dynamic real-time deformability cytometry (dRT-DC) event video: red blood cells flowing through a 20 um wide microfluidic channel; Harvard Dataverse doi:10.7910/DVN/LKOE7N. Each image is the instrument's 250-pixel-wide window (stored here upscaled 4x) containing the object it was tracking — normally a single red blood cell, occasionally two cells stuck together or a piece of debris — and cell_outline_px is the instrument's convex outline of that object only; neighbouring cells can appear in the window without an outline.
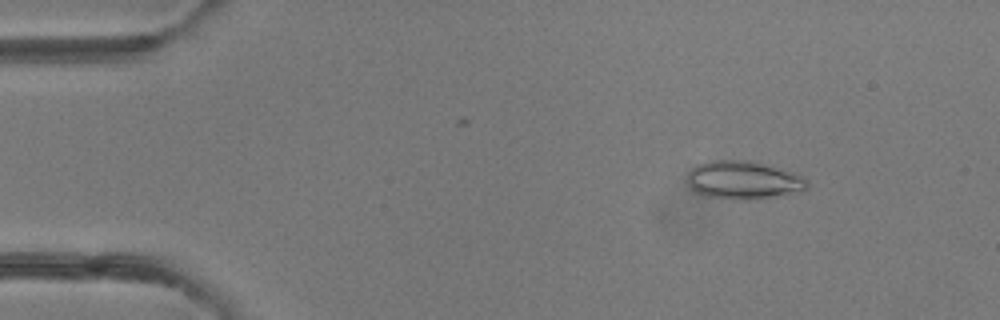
{"species": "common noctule bat (a hibernating species)", "species_latin": "Nyctalus noctula", "temperature_condition": "room temperature", "stored_images_in_passage": 48, "camera_frame_rate_fps": 3000, "um_per_image_px": 0.085, "animal": {"sex": "female"}, "frame": {"image": 1, "passage_image": 6, "time_ms": 1.667, "image_size_px": [1000, 320], "cell_outline_px": [[808, 188], [800, 192], [756, 200], [736, 200], [708, 196], [696, 192], [692, 188], [688, 180], [688, 172], [696, 164], [708, 160], [756, 160], [804, 176], [808, 180]], "centroid_in_image_um": [63.24, 15.3], "position_along_channel_um": 21.8, "area_um2": 27.22}}
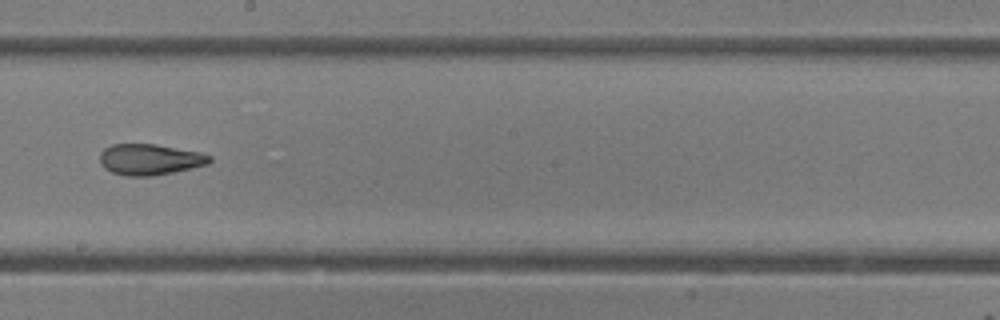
{"frame": {"image": 2, "passage_image": 27, "time_ms": 8.667, "image_size_px": [1000, 320], "cell_outline_px": [[212, 160], [208, 164], [192, 168], [152, 176], [124, 176], [112, 172], [104, 168], [100, 164], [100, 152], [104, 148], [112, 144], [156, 144], [200, 152], [212, 156]], "centroid_in_image_um": [12.72, 13.55], "position_along_channel_um": 235.5, "area_um2": 19.94}}
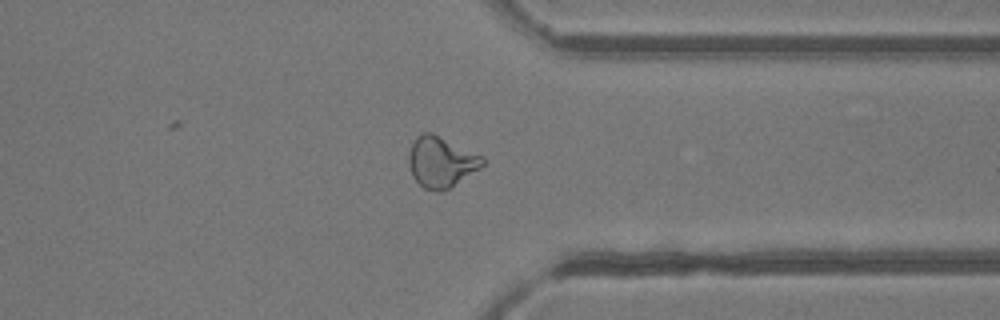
{"frame": {"image": 3, "passage_image": 37, "time_ms": 12.0, "image_size_px": [1000, 320], "cell_outline_px": [[484, 164], [480, 168], [448, 188], [440, 192], [424, 188], [412, 176], [408, 164], [408, 152], [416, 136], [420, 132], [432, 132], [484, 156]], "centroid_in_image_um": [37.47, 13.73], "position_along_channel_um": 373.9, "area_um2": 21.85}, "authors_computed_cell_mechanics": {"area_um2": 21.9062, "velocity_mm_per_s": 4.2482, "shape_relaxation_time_tau1_ms": null, "shape_relaxation_time_tau2_ms": 2.2595, "deformation_change_tau1": null, "deformation_change_tau2": 0.0958}}